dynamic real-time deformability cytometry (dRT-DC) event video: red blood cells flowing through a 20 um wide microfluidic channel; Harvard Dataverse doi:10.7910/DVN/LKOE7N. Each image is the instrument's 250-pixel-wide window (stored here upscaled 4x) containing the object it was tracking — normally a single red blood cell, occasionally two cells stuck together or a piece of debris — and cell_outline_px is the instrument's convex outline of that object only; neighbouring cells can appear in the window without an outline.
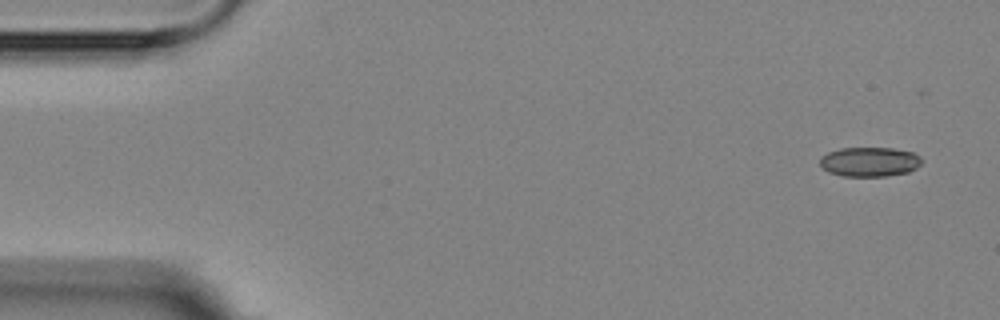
{"species": "Egyptian fruit bat (a non-hibernating species)", "species_latin": "Rousettus aegyptiacus", "temperature_condition": "room temperature", "stored_images_in_passage": 5, "segment_of_instrument_passage": [1, 2], "camera_frame_rate_fps": 3000, "um_per_image_px": 0.085, "animal": {"sex": "female"}, "frame": {"image": 1, "passage_image": 1, "time_ms": 0.0, "image_size_px": [1000, 320], "cell_outline_px": [[924, 160], [916, 168], [908, 172], [888, 176], [840, 176], [828, 172], [820, 164], [820, 156], [828, 152], [840, 148], [892, 148], [912, 152], [920, 156]], "centroid_in_image_um": [73.92, 13.75], "position_along_channel_um": 11.1, "area_um2": 17.63}}